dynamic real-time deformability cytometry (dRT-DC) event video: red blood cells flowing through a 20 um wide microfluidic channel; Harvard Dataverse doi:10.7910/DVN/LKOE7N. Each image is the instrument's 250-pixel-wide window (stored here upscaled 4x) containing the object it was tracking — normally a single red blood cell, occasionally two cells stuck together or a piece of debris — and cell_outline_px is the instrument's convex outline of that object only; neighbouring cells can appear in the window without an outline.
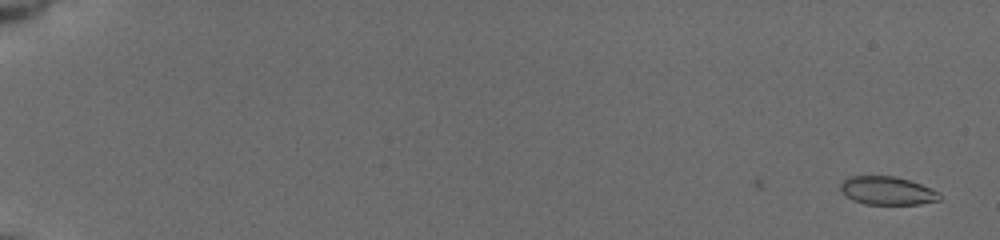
{"species": "common noctule bat (a hibernating species)", "species_latin": "Nyctalus noctula", "temperature_condition": "cold", "stored_images_in_passage": 3, "camera_frame_rate_fps": 3000, "um_per_image_px": 0.085, "animal": {"sex": "female", "body_mass_g": 19.5, "forearm_length_mm": 54.1}, "frame": {"image": 1, "passage_image": 3, "time_ms": 0.667, "image_size_px": [1000, 240], "cell_outline_px": [[940, 200], [920, 204], [864, 204], [852, 200], [840, 192], [840, 184], [848, 176], [896, 176], [932, 188], [940, 192]], "centroid_in_image_um": [75.4, 16.21], "position_along_channel_um": 9.6, "area_um2": 16.47}}